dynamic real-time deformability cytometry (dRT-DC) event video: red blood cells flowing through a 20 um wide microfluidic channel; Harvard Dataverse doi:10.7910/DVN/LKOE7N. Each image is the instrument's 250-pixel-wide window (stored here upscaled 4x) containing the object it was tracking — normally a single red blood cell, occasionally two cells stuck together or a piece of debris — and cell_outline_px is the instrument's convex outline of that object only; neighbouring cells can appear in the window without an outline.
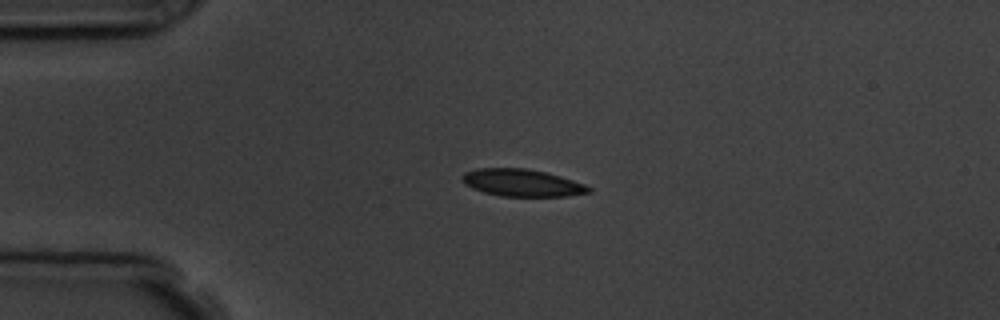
{"species": "common noctule bat (a hibernating species)", "species_latin": "Nyctalus noctula", "temperature_condition": "room temperature", "stored_images_in_passage": 3, "camera_frame_rate_fps": 3000, "um_per_image_px": 0.085, "animal": {"sex": "male", "body_mass_g": 19.5, "forearm_length_mm": 54.6}, "frame": {"image": 1, "passage_image": 3, "time_ms": 2.333, "image_size_px": [1000, 320], "cell_outline_px": [[592, 192], [564, 196], [500, 196], [484, 192], [472, 188], [464, 184], [464, 172], [476, 168], [524, 168], [544, 172], [560, 176], [584, 184], [592, 188]], "centroid_in_image_um": [44.37, 15.54], "position_along_channel_um": 40.6, "area_um2": 19.88}}